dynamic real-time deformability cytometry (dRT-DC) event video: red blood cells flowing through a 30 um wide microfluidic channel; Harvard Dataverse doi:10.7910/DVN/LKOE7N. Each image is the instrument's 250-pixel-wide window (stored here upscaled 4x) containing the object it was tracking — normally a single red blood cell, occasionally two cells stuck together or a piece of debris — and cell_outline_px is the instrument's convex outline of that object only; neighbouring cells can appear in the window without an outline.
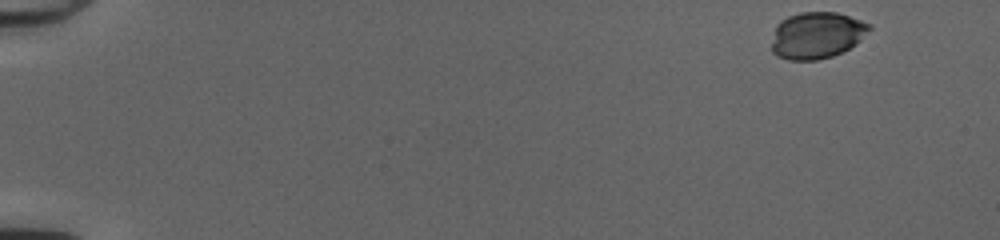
{"species": "common noctule bat (a hibernating species)", "species_latin": "Nyctalus noctula", "temperature_condition": "cold", "stored_images_in_passage": 49, "camera_frame_rate_fps": 3000, "um_per_image_px": 0.085, "animal": {"sex": "female", "body_mass_g": 20.0, "forearm_length_mm": 54.0}, "frame": {"image": 1, "passage_image": 1, "time_ms": 0.0, "image_size_px": [1000, 240], "cell_outline_px": [[872, 28], [856, 44], [832, 56], [816, 60], [788, 60], [776, 56], [772, 52], [772, 44], [776, 24], [780, 20], [788, 16], [800, 12], [836, 12], [872, 24]], "centroid_in_image_um": [69.41, 2.99], "position_along_channel_um": 15.6, "area_um2": 26.59}}
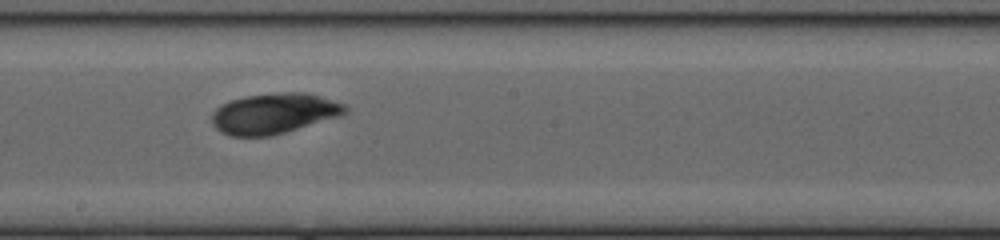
{"frame": {"image": 2, "passage_image": 28, "time_ms": 9.0, "image_size_px": [1000, 240], "cell_outline_px": [[348, 112], [340, 116], [272, 136], [232, 136], [220, 132], [212, 124], [212, 112], [220, 104], [244, 96], [280, 92], [304, 92], [320, 96], [348, 104]], "centroid_in_image_um": [23.31, 9.64], "position_along_channel_um": 224.9, "area_um2": 31.73}}
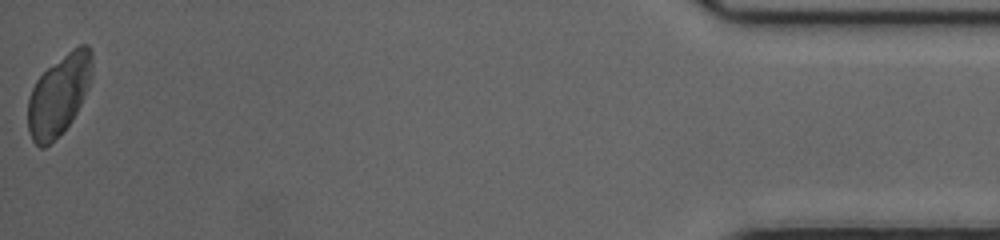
{"frame": {"image": 3, "passage_image": 49, "time_ms": 16.0, "image_size_px": [1000, 240], "cell_outline_px": [[92, 76], [88, 88], [72, 120], [64, 132], [44, 148], [40, 148], [32, 140], [28, 128], [28, 96], [36, 80], [48, 68], [72, 48], [80, 44], [88, 44], [92, 52]], "centroid_in_image_um": [5.01, 8.08], "position_along_channel_um": 430.2, "area_um2": 30.23}, "authors_computed_cell_mechanics": {"area_um2": 29.5358, "velocity_mm_per_s": 4.0936, "shape_relaxation_time_tau1_ms": 1.6644, "shape_relaxation_time_tau2_ms": null, "deformation_change_tau1": 0.0469, "deformation_change_tau2": null}}